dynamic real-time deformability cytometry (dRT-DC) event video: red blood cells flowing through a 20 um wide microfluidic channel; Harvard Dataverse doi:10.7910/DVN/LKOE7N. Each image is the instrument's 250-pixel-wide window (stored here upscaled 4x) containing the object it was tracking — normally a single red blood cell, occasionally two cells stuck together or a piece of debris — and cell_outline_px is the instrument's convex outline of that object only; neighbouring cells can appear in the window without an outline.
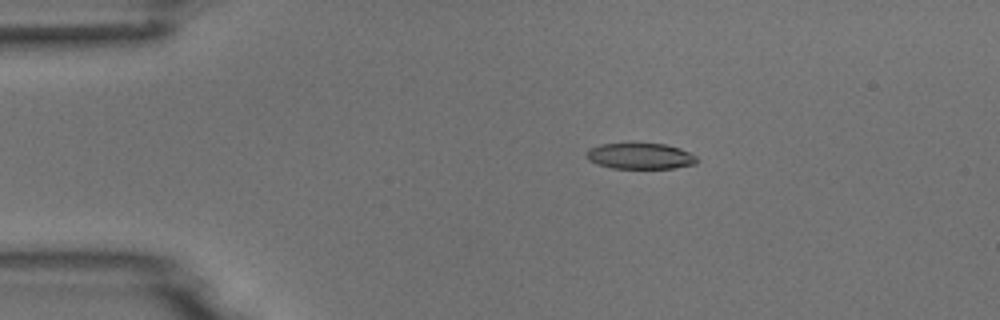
{"species": "common noctule bat (a hibernating species)", "species_latin": "Nyctalus noctula", "temperature_condition": "room temperature", "stored_images_in_passage": 8, "camera_frame_rate_fps": 3000, "um_per_image_px": 0.085, "animal": {"sex": "male", "body_mass_g": 18.8}, "frame": {"image": 1, "passage_image": 3, "time_ms": 2.333, "image_size_px": [1000, 320], "cell_outline_px": [[700, 160], [696, 164], [672, 168], [612, 168], [596, 164], [588, 160], [588, 148], [600, 144], [664, 144], [680, 148], [696, 156]], "centroid_in_image_um": [54.44, 13.27], "position_along_channel_um": 30.6, "area_um2": 16.59}}
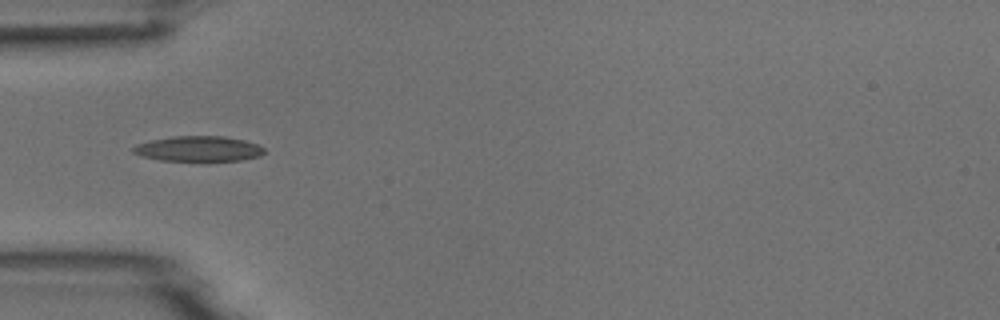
{"frame": {"image": 2, "passage_image": 5, "time_ms": 4.667, "image_size_px": [1000, 320], "cell_outline_px": [[264, 152], [260, 156], [244, 160], [160, 160], [140, 156], [132, 152], [132, 148], [136, 144], [152, 140], [172, 136], [224, 136], [244, 140], [260, 144], [264, 148]], "centroid_in_image_um": [16.88, 12.63], "position_along_channel_um": 68.1, "area_um2": 19.31}}